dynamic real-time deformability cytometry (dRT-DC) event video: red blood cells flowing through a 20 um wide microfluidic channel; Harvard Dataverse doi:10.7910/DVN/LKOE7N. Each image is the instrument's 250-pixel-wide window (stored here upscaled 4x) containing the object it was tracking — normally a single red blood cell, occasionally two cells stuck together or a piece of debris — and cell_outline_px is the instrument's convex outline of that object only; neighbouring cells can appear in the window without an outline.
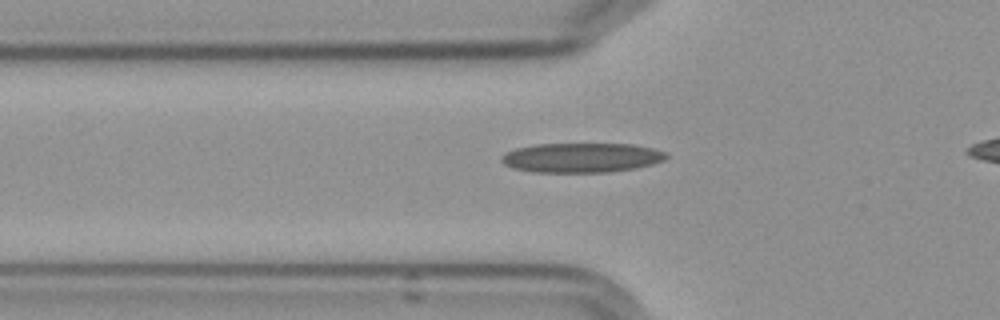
{"species": "Egyptian fruit bat (a non-hibernating species)", "species_latin": "Rousettus aegyptiacus", "temperature_condition": "cold", "stored_images_in_passage": 39, "camera_frame_rate_fps": 3000, "um_per_image_px": 0.085, "frame": {"image": 1, "passage_image": 8, "time_ms": 2.333, "image_size_px": [1000, 320], "cell_outline_px": [[668, 156], [664, 160], [652, 164], [636, 168], [608, 172], [536, 172], [512, 168], [504, 164], [500, 160], [504, 152], [516, 148], [536, 144], [632, 144], [652, 148], [668, 152]], "centroid_in_image_um": [49.43, 13.4], "position_along_channel_um": 76.4, "area_um2": 28.5}}
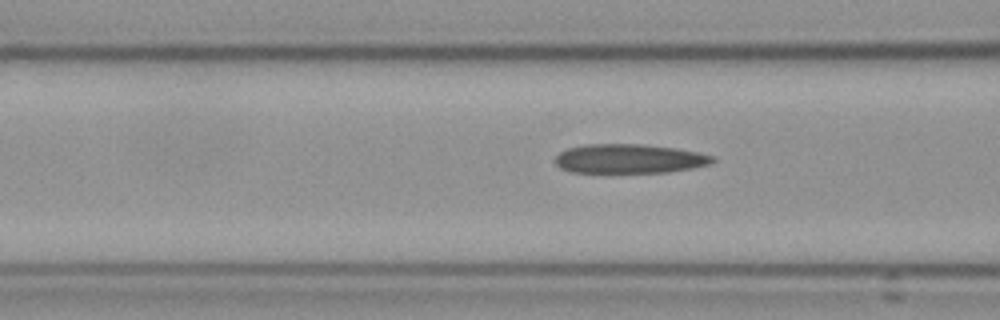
{"frame": {"image": 2, "passage_image": 11, "time_ms": 3.333, "image_size_px": [1000, 320], "cell_outline_px": [[716, 160], [708, 164], [692, 168], [668, 172], [572, 172], [560, 168], [556, 164], [556, 156], [560, 152], [568, 148], [584, 144], [640, 144], [676, 148], [696, 152], [712, 156]], "centroid_in_image_um": [53.46, 13.49], "position_along_channel_um": 113.1, "area_um2": 26.59}}
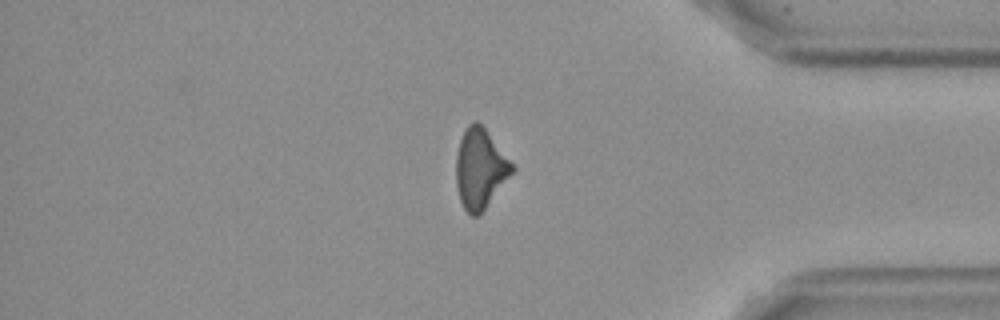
{"frame": {"image": 3, "passage_image": 36, "time_ms": 11.667, "image_size_px": [1000, 320], "cell_outline_px": [[516, 168], [480, 216], [472, 216], [464, 208], [460, 200], [456, 184], [456, 156], [460, 140], [468, 124], [472, 120], [476, 120], [484, 128]], "centroid_in_image_um": [40.8, 14.36], "position_along_channel_um": 394.4, "area_um2": 25.84}, "authors_computed_cell_mechanics": {"area_um2": 27.2816, "velocity_mm_per_s": 3.6178, "shape_relaxation_time_tau1_ms": null, "shape_relaxation_time_tau2_ms": 5.4418, "deformation_change_tau1": null, "deformation_change_tau2": 0.1719}}